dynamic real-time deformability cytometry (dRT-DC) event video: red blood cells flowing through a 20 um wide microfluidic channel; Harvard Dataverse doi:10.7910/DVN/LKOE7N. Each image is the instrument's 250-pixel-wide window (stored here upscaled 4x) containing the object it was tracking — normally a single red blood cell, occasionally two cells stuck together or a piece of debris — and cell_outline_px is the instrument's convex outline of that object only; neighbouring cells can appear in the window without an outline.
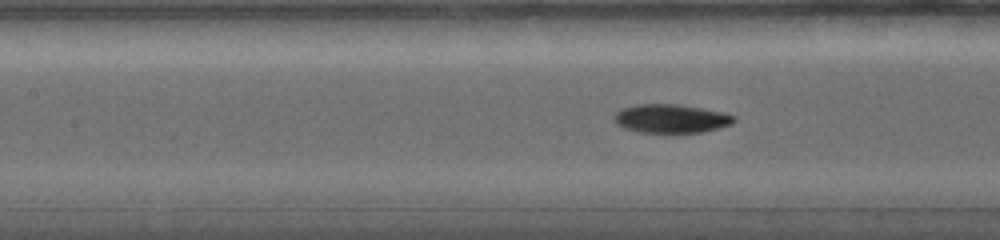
{"species": "common noctule bat (a hibernating species)", "species_latin": "Nyctalus noctula", "temperature_condition": "warm", "stored_images_in_passage": 78, "camera_frame_rate_fps": 5000, "um_per_image_px": 0.085, "animal": {"sex": "female", "body_mass_g": 19.0, "forearm_length_mm": 56.7}, "frame": {"image": 1, "passage_image": 15, "time_ms": 2.2, "image_size_px": [1000, 240], "cell_outline_px": [[736, 120], [732, 124], [720, 128], [704, 132], [640, 132], [624, 128], [616, 124], [612, 116], [620, 108], [636, 104], [676, 104], [724, 112], [736, 116]], "centroid_in_image_um": [57.03, 10.07], "position_along_channel_um": 150.4, "area_um2": 20.17}}
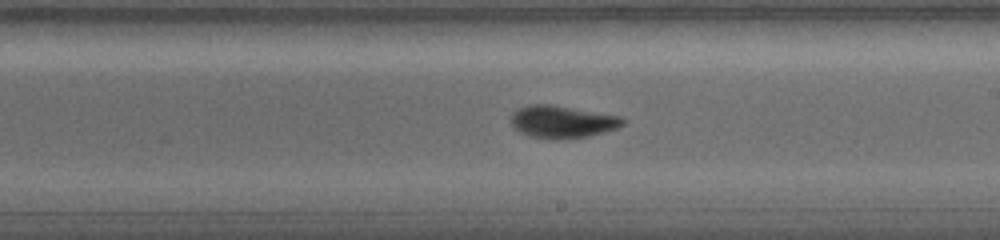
{"frame": {"image": 2, "passage_image": 31, "time_ms": 4.6, "image_size_px": [1000, 240], "cell_outline_px": [[624, 124], [616, 128], [588, 136], [556, 140], [528, 136], [512, 128], [512, 116], [520, 108], [536, 104], [544, 104], [624, 116]], "centroid_in_image_um": [47.81, 10.37], "position_along_channel_um": 241.2, "area_um2": 20.75}}
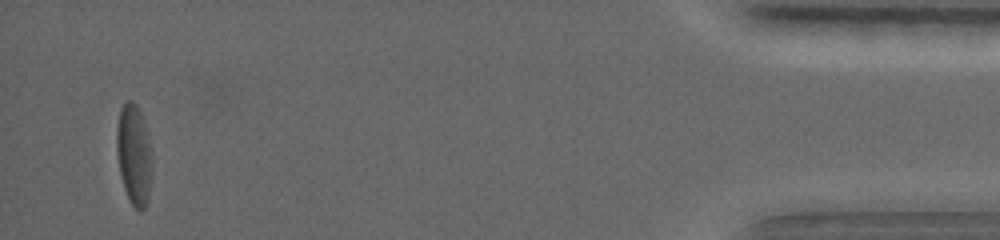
{"frame": {"image": 3, "passage_image": 69, "time_ms": 12.2, "image_size_px": [1000, 240], "cell_outline_px": [[152, 172], [148, 200], [144, 208], [140, 212], [132, 204], [124, 188], [120, 172], [116, 152], [116, 128], [120, 108], [128, 100], [132, 100], [136, 104], [144, 120], [152, 156]], "centroid_in_image_um": [11.39, 13.13], "position_along_channel_um": 423.8, "area_um2": 20.87}}